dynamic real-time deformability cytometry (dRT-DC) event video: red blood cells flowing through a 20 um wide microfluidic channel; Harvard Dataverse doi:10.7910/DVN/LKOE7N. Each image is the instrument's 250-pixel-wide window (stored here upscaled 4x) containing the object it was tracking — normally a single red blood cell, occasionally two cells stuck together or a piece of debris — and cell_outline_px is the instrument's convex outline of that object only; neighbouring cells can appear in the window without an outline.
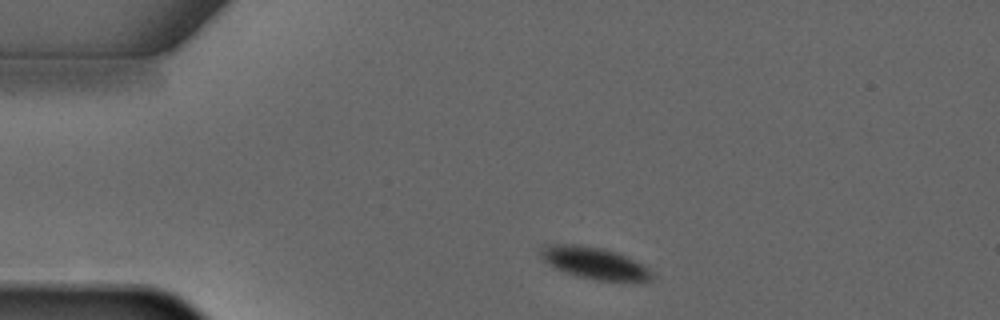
{"species": "common noctule bat (a hibernating species)", "species_latin": "Nyctalus noctula", "temperature_condition": "warm", "stored_images_in_passage": 3, "camera_frame_rate_fps": 3000, "um_per_image_px": 0.085, "animal": {"sex": "male", "forearm_length_mm": 52.5}, "frame": {"image": 1, "passage_image": 1, "time_ms": 0.0, "image_size_px": [1000, 320], "cell_outline_px": [[652, 280], [600, 280], [580, 276], [556, 268], [544, 260], [540, 252], [540, 248], [548, 244], [580, 244], [604, 248], [616, 252], [636, 260], [648, 268], [652, 272]], "centroid_in_image_um": [50.53, 22.32], "position_along_channel_um": 34.5, "area_um2": 20.17}}
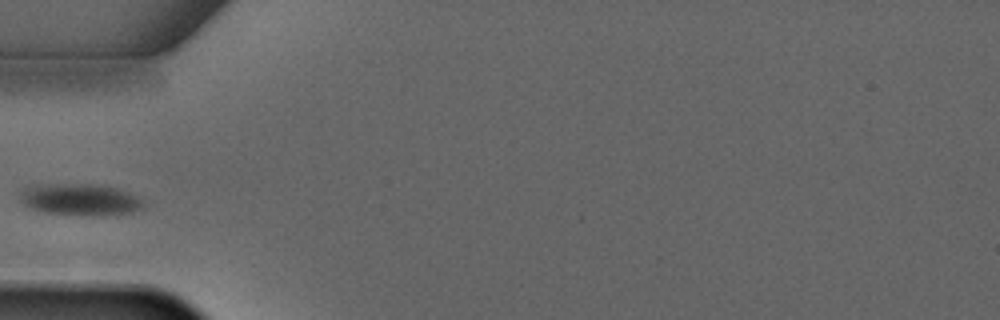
{"frame": {"image": 2, "passage_image": 3, "time_ms": 2.0, "image_size_px": [1000, 320], "cell_outline_px": [[148, 204], [144, 208], [132, 212], [104, 216], [80, 216], [44, 212], [32, 208], [24, 204], [20, 200], [20, 192], [24, 188], [52, 184], [92, 184], [116, 188], [136, 196]], "centroid_in_image_um": [6.86, 16.99], "position_along_channel_um": 78.1, "area_um2": 22.89}}